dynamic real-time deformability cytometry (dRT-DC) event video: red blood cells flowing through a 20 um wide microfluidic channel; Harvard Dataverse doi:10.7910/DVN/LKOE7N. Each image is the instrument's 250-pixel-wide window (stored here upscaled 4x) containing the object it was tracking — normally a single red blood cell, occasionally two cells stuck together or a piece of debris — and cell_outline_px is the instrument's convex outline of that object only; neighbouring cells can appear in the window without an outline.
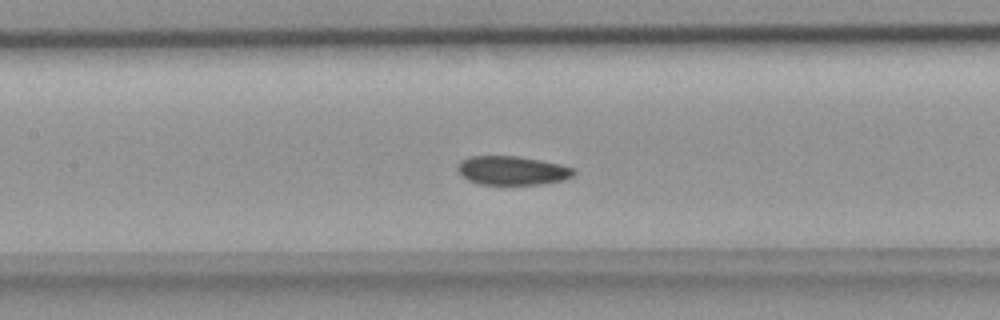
{"species": "common noctule bat (a hibernating species)", "species_latin": "Nyctalus noctula", "temperature_condition": "room temperature", "stored_images_in_passage": 49, "camera_frame_rate_fps": 3000, "um_per_image_px": 0.085, "animal": {"sex": "female", "body_mass_g": 18.4}, "frame": {"image": 1, "passage_image": 22, "time_ms": 7.0, "image_size_px": [1000, 320], "cell_outline_px": [[576, 172], [572, 176], [564, 180], [540, 184], [480, 184], [468, 180], [460, 176], [456, 168], [456, 164], [460, 160], [468, 156], [516, 156], [540, 160], [560, 164], [576, 168]], "centroid_in_image_um": [43.5, 14.48], "position_along_channel_um": 163.9, "area_um2": 19.77}}
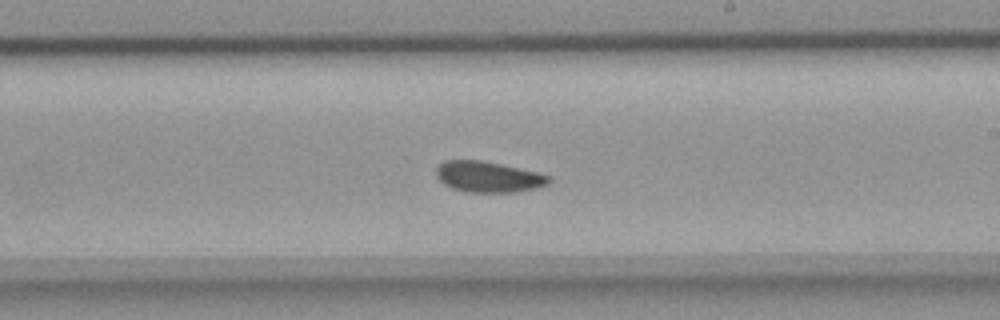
{"frame": {"image": 2, "passage_image": 28, "time_ms": 9.0, "image_size_px": [1000, 320], "cell_outline_px": [[552, 180], [548, 184], [516, 192], [464, 192], [452, 188], [444, 184], [436, 176], [436, 168], [444, 160], [480, 160], [500, 164], [536, 172], [548, 176]], "centroid_in_image_um": [41.45, 15.03], "position_along_channel_um": 247.5, "area_um2": 20.06}}
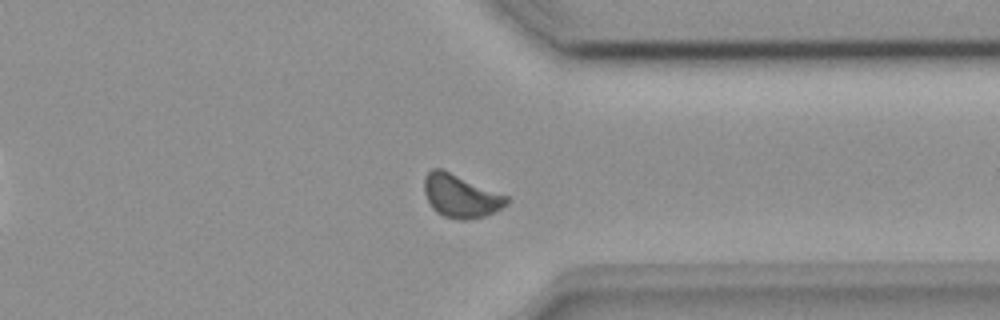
{"frame": {"image": 3, "passage_image": 37, "time_ms": 12.0, "image_size_px": [1000, 320], "cell_outline_px": [[508, 204], [496, 212], [484, 216], [464, 220], [460, 220], [444, 216], [436, 212], [432, 208], [424, 192], [424, 176], [432, 168], [440, 168], [508, 196]], "centroid_in_image_um": [39.15, 16.67], "position_along_channel_um": 372.2, "area_um2": 20.58}}